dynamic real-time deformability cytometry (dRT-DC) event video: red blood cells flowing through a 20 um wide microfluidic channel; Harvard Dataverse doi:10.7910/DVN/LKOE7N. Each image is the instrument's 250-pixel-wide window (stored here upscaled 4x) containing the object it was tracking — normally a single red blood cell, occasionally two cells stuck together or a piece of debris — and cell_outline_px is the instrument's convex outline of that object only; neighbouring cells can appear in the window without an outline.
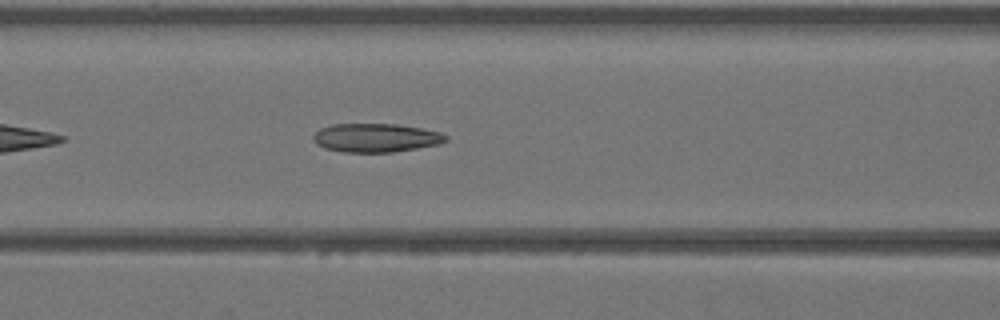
{"species": "Egyptian fruit bat (a non-hibernating species)", "species_latin": "Rousettus aegyptiacus", "temperature_condition": "warm", "stored_images_in_passage": 29, "camera_frame_rate_fps": 3000, "um_per_image_px": 0.085, "animal": {"sex": "female"}, "frame": {"image": 1, "passage_image": 7, "time_ms": 2.0, "image_size_px": [1000, 320], "cell_outline_px": [[448, 140], [440, 144], [392, 152], [344, 152], [324, 148], [316, 144], [312, 140], [312, 136], [320, 128], [332, 124], [396, 124], [420, 128], [440, 132], [448, 136]], "centroid_in_image_um": [31.93, 11.71], "position_along_channel_um": 134.7, "area_um2": 22.2}}
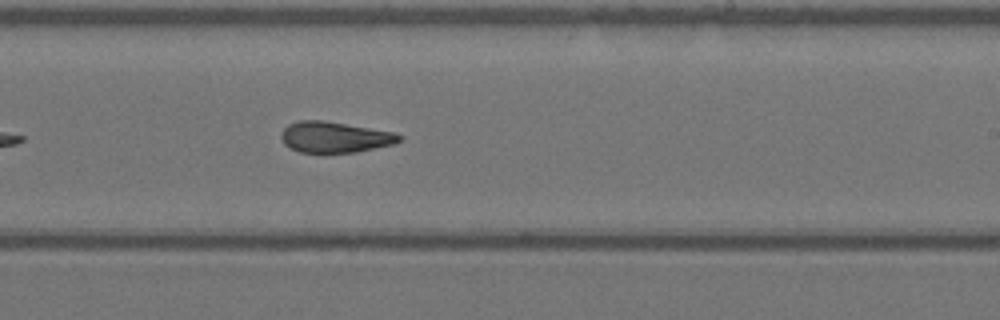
{"frame": {"image": 2, "passage_image": 15, "time_ms": 4.667, "image_size_px": [1000, 320], "cell_outline_px": [[404, 136], [396, 144], [356, 152], [300, 152], [288, 148], [284, 144], [280, 136], [284, 128], [288, 124], [300, 120], [320, 120], [396, 132]], "centroid_in_image_um": [28.47, 11.66], "position_along_channel_um": 260.5, "area_um2": 21.33}}
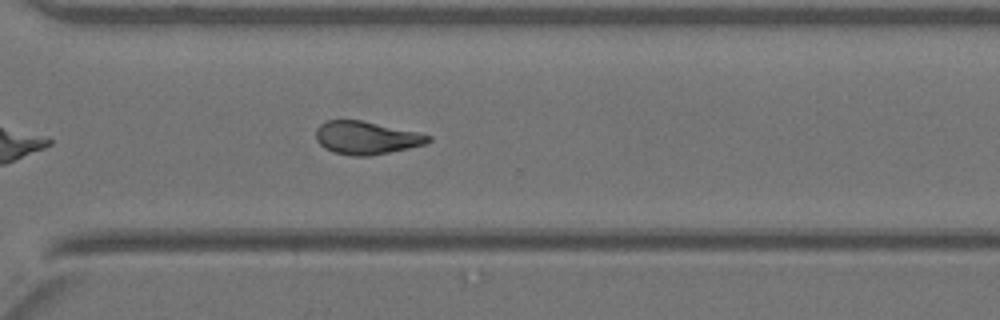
{"frame": {"image": 3, "passage_image": 20, "time_ms": 6.333, "image_size_px": [1000, 320], "cell_outline_px": [[432, 140], [424, 144], [408, 148], [368, 156], [352, 156], [332, 152], [324, 148], [316, 140], [316, 128], [324, 120], [360, 120], [416, 132], [432, 136]], "centroid_in_image_um": [31.08, 11.71], "position_along_channel_um": 339.5, "area_um2": 21.44}}